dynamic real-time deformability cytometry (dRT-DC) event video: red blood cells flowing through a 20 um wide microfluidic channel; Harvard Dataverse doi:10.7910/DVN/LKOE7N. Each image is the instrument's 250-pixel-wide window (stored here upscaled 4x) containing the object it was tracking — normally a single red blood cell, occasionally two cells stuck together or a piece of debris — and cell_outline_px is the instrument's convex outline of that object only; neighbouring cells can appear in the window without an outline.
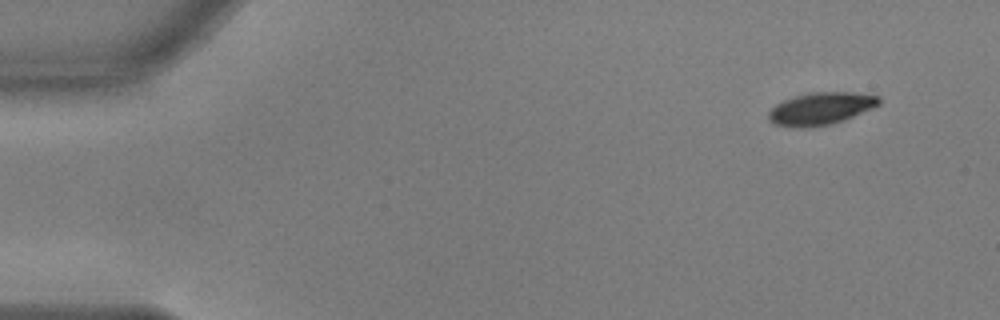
{"species": "common noctule bat (a hibernating species)", "species_latin": "Nyctalus noctula", "temperature_condition": "warm", "stored_images_in_passage": 16, "camera_frame_rate_fps": 3000, "um_per_image_px": 0.085, "animal": {"sex": "male", "body_mass_g": 17.9, "forearm_length_mm": 54.2}, "frame": {"image": 1, "passage_image": 1, "time_ms": 0.0, "image_size_px": [1000, 320], "cell_outline_px": [[880, 104], [872, 108], [844, 120], [832, 124], [800, 128], [796, 128], [772, 124], [768, 120], [768, 112], [776, 104], [784, 100], [796, 96], [812, 92], [852, 92], [880, 96]], "centroid_in_image_um": [69.75, 9.24], "position_along_channel_um": 15.3, "area_um2": 20.87}}
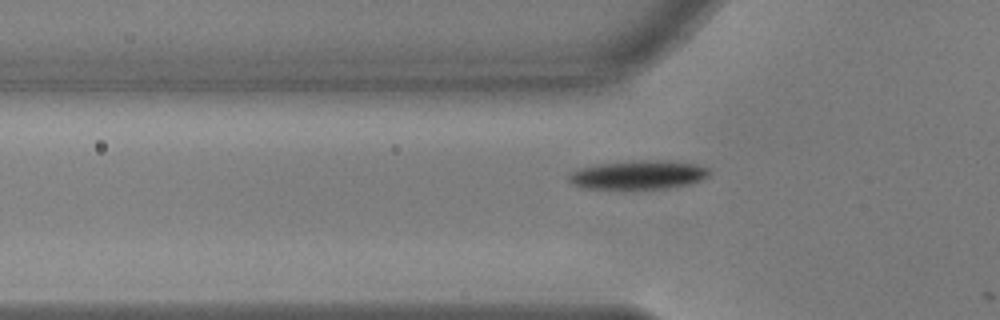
{"frame": {"image": 2, "passage_image": 15, "time_ms": 4.667, "image_size_px": [1000, 320], "cell_outline_px": [[712, 172], [708, 176], [692, 184], [668, 188], [584, 188], [572, 184], [568, 180], [568, 172], [592, 164], [632, 160], [668, 160], [696, 164], [708, 168]], "centroid_in_image_um": [54.25, 14.84], "position_along_channel_um": 71.6, "area_um2": 23.93}}